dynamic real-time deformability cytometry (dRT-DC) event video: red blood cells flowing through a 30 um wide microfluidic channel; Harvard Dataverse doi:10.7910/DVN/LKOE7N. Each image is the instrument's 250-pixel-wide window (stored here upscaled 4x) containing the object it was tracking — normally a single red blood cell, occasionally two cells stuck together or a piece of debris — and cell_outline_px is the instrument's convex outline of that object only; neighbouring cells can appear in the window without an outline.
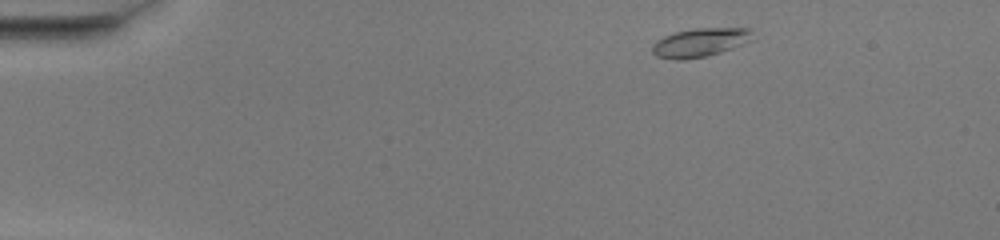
{"species": "common noctule bat (a hibernating species)", "species_latin": "Nyctalus noctula", "temperature_condition": "warm", "stored_images_in_passage": 45, "camera_frame_rate_fps": 3000, "um_per_image_px": 0.085, "animal": {"sex": "female", "body_mass_g": 20.0, "forearm_length_mm": 54.0}, "frame": {"image": 1, "passage_image": 2, "time_ms": 0.333, "image_size_px": [1000, 240], "cell_outline_px": [[752, 40], [732, 48], [708, 56], [684, 60], [676, 60], [656, 56], [652, 52], [652, 44], [656, 40], [664, 36], [676, 32], [696, 28], [748, 28]], "centroid_in_image_um": [59.45, 3.62], "position_along_channel_um": 25.6, "area_um2": 16.65}}
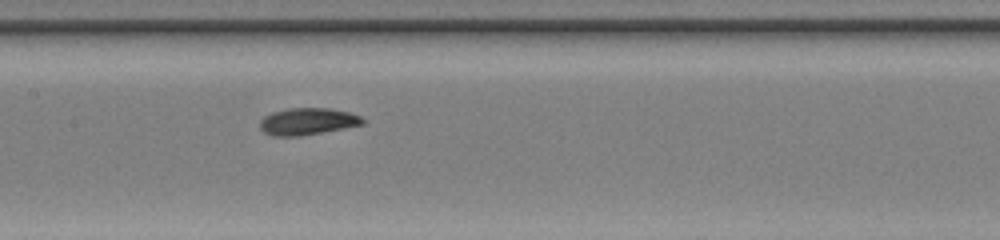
{"frame": {"image": 2, "passage_image": 20, "time_ms": 6.333, "image_size_px": [1000, 240], "cell_outline_px": [[364, 124], [324, 132], [300, 136], [272, 136], [264, 132], [260, 128], [260, 120], [264, 116], [272, 112], [288, 108], [332, 108], [348, 112], [360, 116], [364, 120]], "centroid_in_image_um": [26.13, 10.32], "position_along_channel_um": 181.3, "area_um2": 16.18}}
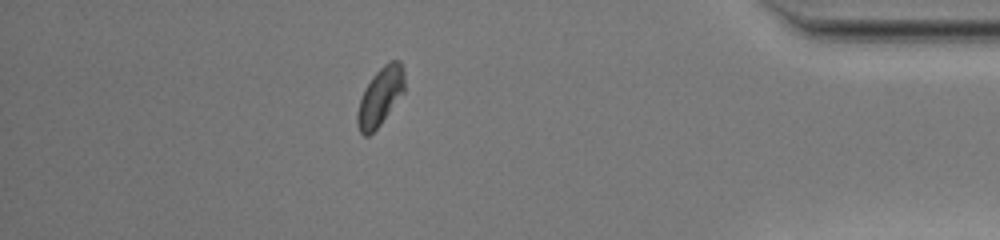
{"frame": {"image": 3, "passage_image": 39, "time_ms": 12.667, "image_size_px": [1000, 240], "cell_outline_px": [[404, 92], [380, 124], [368, 136], [364, 136], [360, 132], [356, 124], [356, 112], [364, 88], [372, 76], [384, 64], [392, 60], [400, 60], [404, 72]], "centroid_in_image_um": [32.3, 8.2], "position_along_channel_um": 402.9, "area_um2": 15.95}, "authors_computed_cell_mechanics": {"area_um2": 16.0684, "velocity_mm_per_s": 4.0783, "shape_relaxation_time_tau1_ms": 3.7317, "shape_relaxation_time_tau2_ms": null, "deformation_change_tau1": 0.1339, "deformation_change_tau2": null}}